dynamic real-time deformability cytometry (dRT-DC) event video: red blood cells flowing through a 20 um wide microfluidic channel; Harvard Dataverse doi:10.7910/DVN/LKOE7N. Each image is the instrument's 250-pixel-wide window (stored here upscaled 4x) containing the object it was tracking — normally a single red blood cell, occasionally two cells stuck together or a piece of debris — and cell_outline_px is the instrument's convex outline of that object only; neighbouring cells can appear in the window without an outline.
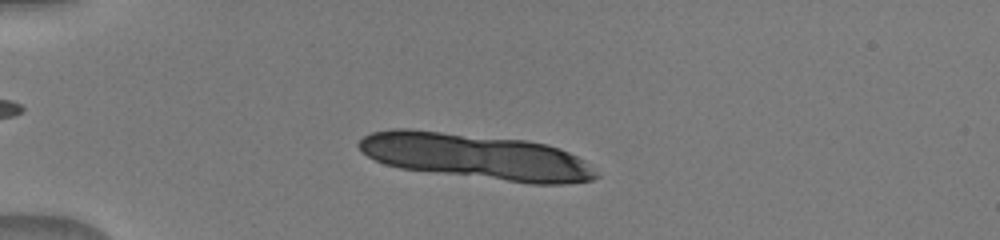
{"species": "human", "species_latin": "Homo sapiens", "temperature_condition": "warm", "stored_images_in_passage": 17, "camera_frame_rate_fps": 3000, "um_per_image_px": 0.085, "donor": {"sex": "male"}, "frame": {"image": 1, "passage_image": 12, "time_ms": 3.667, "image_size_px": [1000, 240], "cell_outline_px": [[600, 176], [592, 180], [564, 184], [532, 184], [400, 168], [384, 164], [368, 156], [356, 144], [364, 136], [372, 132], [392, 128], [408, 128], [524, 140], [544, 144], [560, 148], [584, 160]], "centroid_in_image_um": [40.45, 13.3], "position_along_channel_um": 44.5, "area_um2": 62.94}}